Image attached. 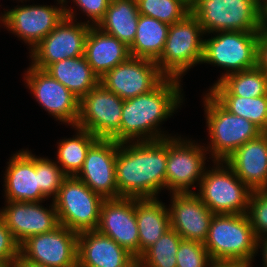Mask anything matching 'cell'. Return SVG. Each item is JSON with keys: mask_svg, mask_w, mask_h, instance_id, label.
Returning a JSON list of instances; mask_svg holds the SVG:
<instances>
[{"mask_svg": "<svg viewBox=\"0 0 267 267\" xmlns=\"http://www.w3.org/2000/svg\"><path fill=\"white\" fill-rule=\"evenodd\" d=\"M220 82L236 96L253 98L267 95V74L258 67L229 74Z\"/></svg>", "mask_w": 267, "mask_h": 267, "instance_id": "31", "label": "cell"}, {"mask_svg": "<svg viewBox=\"0 0 267 267\" xmlns=\"http://www.w3.org/2000/svg\"><path fill=\"white\" fill-rule=\"evenodd\" d=\"M105 199L75 176L67 177L53 200L59 224L81 233L97 230Z\"/></svg>", "mask_w": 267, "mask_h": 267, "instance_id": "8", "label": "cell"}, {"mask_svg": "<svg viewBox=\"0 0 267 267\" xmlns=\"http://www.w3.org/2000/svg\"><path fill=\"white\" fill-rule=\"evenodd\" d=\"M224 162L252 191L267 190V137L264 133L239 147Z\"/></svg>", "mask_w": 267, "mask_h": 267, "instance_id": "22", "label": "cell"}, {"mask_svg": "<svg viewBox=\"0 0 267 267\" xmlns=\"http://www.w3.org/2000/svg\"><path fill=\"white\" fill-rule=\"evenodd\" d=\"M176 267H209L213 262L203 243L182 239L176 253Z\"/></svg>", "mask_w": 267, "mask_h": 267, "instance_id": "35", "label": "cell"}, {"mask_svg": "<svg viewBox=\"0 0 267 267\" xmlns=\"http://www.w3.org/2000/svg\"><path fill=\"white\" fill-rule=\"evenodd\" d=\"M76 134L73 138L62 139L58 143L57 164L69 177L76 176L82 169L89 148L98 140L88 130L74 126Z\"/></svg>", "mask_w": 267, "mask_h": 267, "instance_id": "30", "label": "cell"}, {"mask_svg": "<svg viewBox=\"0 0 267 267\" xmlns=\"http://www.w3.org/2000/svg\"><path fill=\"white\" fill-rule=\"evenodd\" d=\"M97 231L113 239L134 257H139L135 198L105 199L101 206Z\"/></svg>", "mask_w": 267, "mask_h": 267, "instance_id": "18", "label": "cell"}, {"mask_svg": "<svg viewBox=\"0 0 267 267\" xmlns=\"http://www.w3.org/2000/svg\"><path fill=\"white\" fill-rule=\"evenodd\" d=\"M58 6L23 5L5 10L0 22L11 33L17 35L32 51L66 17L64 0Z\"/></svg>", "mask_w": 267, "mask_h": 267, "instance_id": "12", "label": "cell"}, {"mask_svg": "<svg viewBox=\"0 0 267 267\" xmlns=\"http://www.w3.org/2000/svg\"><path fill=\"white\" fill-rule=\"evenodd\" d=\"M259 32L221 31L204 39L202 63L226 69L220 82L229 74L257 67V41Z\"/></svg>", "mask_w": 267, "mask_h": 267, "instance_id": "9", "label": "cell"}, {"mask_svg": "<svg viewBox=\"0 0 267 267\" xmlns=\"http://www.w3.org/2000/svg\"><path fill=\"white\" fill-rule=\"evenodd\" d=\"M169 26L167 23L140 14L135 38L129 47L131 57L156 62L161 57Z\"/></svg>", "mask_w": 267, "mask_h": 267, "instance_id": "29", "label": "cell"}, {"mask_svg": "<svg viewBox=\"0 0 267 267\" xmlns=\"http://www.w3.org/2000/svg\"><path fill=\"white\" fill-rule=\"evenodd\" d=\"M16 267H49L46 265L34 263L28 260H25L21 255H19V258L16 260L15 264Z\"/></svg>", "mask_w": 267, "mask_h": 267, "instance_id": "42", "label": "cell"}, {"mask_svg": "<svg viewBox=\"0 0 267 267\" xmlns=\"http://www.w3.org/2000/svg\"><path fill=\"white\" fill-rule=\"evenodd\" d=\"M203 35L204 31L192 13L170 25L161 57L156 61L160 71L166 77L182 79L192 66L202 62Z\"/></svg>", "mask_w": 267, "mask_h": 267, "instance_id": "6", "label": "cell"}, {"mask_svg": "<svg viewBox=\"0 0 267 267\" xmlns=\"http://www.w3.org/2000/svg\"><path fill=\"white\" fill-rule=\"evenodd\" d=\"M20 255V245L14 239L0 216V260L6 266H13Z\"/></svg>", "mask_w": 267, "mask_h": 267, "instance_id": "37", "label": "cell"}, {"mask_svg": "<svg viewBox=\"0 0 267 267\" xmlns=\"http://www.w3.org/2000/svg\"><path fill=\"white\" fill-rule=\"evenodd\" d=\"M258 7L265 13L267 11V0H256Z\"/></svg>", "mask_w": 267, "mask_h": 267, "instance_id": "44", "label": "cell"}, {"mask_svg": "<svg viewBox=\"0 0 267 267\" xmlns=\"http://www.w3.org/2000/svg\"><path fill=\"white\" fill-rule=\"evenodd\" d=\"M5 170V201L42 202L47 199L40 191L35 155L20 150L10 157Z\"/></svg>", "mask_w": 267, "mask_h": 267, "instance_id": "21", "label": "cell"}, {"mask_svg": "<svg viewBox=\"0 0 267 267\" xmlns=\"http://www.w3.org/2000/svg\"><path fill=\"white\" fill-rule=\"evenodd\" d=\"M134 256L97 230L78 234L77 267H123Z\"/></svg>", "mask_w": 267, "mask_h": 267, "instance_id": "23", "label": "cell"}, {"mask_svg": "<svg viewBox=\"0 0 267 267\" xmlns=\"http://www.w3.org/2000/svg\"><path fill=\"white\" fill-rule=\"evenodd\" d=\"M123 267H144L142 261L139 257H133L126 265Z\"/></svg>", "mask_w": 267, "mask_h": 267, "instance_id": "43", "label": "cell"}, {"mask_svg": "<svg viewBox=\"0 0 267 267\" xmlns=\"http://www.w3.org/2000/svg\"><path fill=\"white\" fill-rule=\"evenodd\" d=\"M265 27L267 28V11L265 12Z\"/></svg>", "mask_w": 267, "mask_h": 267, "instance_id": "45", "label": "cell"}, {"mask_svg": "<svg viewBox=\"0 0 267 267\" xmlns=\"http://www.w3.org/2000/svg\"><path fill=\"white\" fill-rule=\"evenodd\" d=\"M165 78L155 61L130 57L106 72L99 82L121 99L128 100L150 92Z\"/></svg>", "mask_w": 267, "mask_h": 267, "instance_id": "15", "label": "cell"}, {"mask_svg": "<svg viewBox=\"0 0 267 267\" xmlns=\"http://www.w3.org/2000/svg\"><path fill=\"white\" fill-rule=\"evenodd\" d=\"M209 267H247V264L240 262L213 261Z\"/></svg>", "mask_w": 267, "mask_h": 267, "instance_id": "41", "label": "cell"}, {"mask_svg": "<svg viewBox=\"0 0 267 267\" xmlns=\"http://www.w3.org/2000/svg\"><path fill=\"white\" fill-rule=\"evenodd\" d=\"M247 215L254 234L259 238L267 236V190L252 191Z\"/></svg>", "mask_w": 267, "mask_h": 267, "instance_id": "36", "label": "cell"}, {"mask_svg": "<svg viewBox=\"0 0 267 267\" xmlns=\"http://www.w3.org/2000/svg\"><path fill=\"white\" fill-rule=\"evenodd\" d=\"M41 203L6 201L5 208L0 209V216L19 245L31 236L50 232L60 225L54 202L49 209Z\"/></svg>", "mask_w": 267, "mask_h": 267, "instance_id": "19", "label": "cell"}, {"mask_svg": "<svg viewBox=\"0 0 267 267\" xmlns=\"http://www.w3.org/2000/svg\"><path fill=\"white\" fill-rule=\"evenodd\" d=\"M213 163L216 166L206 168L196 194L214 214H247L252 190L224 161Z\"/></svg>", "mask_w": 267, "mask_h": 267, "instance_id": "7", "label": "cell"}, {"mask_svg": "<svg viewBox=\"0 0 267 267\" xmlns=\"http://www.w3.org/2000/svg\"><path fill=\"white\" fill-rule=\"evenodd\" d=\"M84 57L92 71L101 78L106 72L131 57L129 47L96 26H90Z\"/></svg>", "mask_w": 267, "mask_h": 267, "instance_id": "24", "label": "cell"}, {"mask_svg": "<svg viewBox=\"0 0 267 267\" xmlns=\"http://www.w3.org/2000/svg\"><path fill=\"white\" fill-rule=\"evenodd\" d=\"M180 82V79L166 77L150 92L124 100L120 130L112 139L122 143L172 137L158 127L184 101Z\"/></svg>", "mask_w": 267, "mask_h": 267, "instance_id": "2", "label": "cell"}, {"mask_svg": "<svg viewBox=\"0 0 267 267\" xmlns=\"http://www.w3.org/2000/svg\"><path fill=\"white\" fill-rule=\"evenodd\" d=\"M73 9L65 7L66 17L30 52L31 65L45 70L49 65L84 55L90 26L78 23ZM75 19V20H74Z\"/></svg>", "mask_w": 267, "mask_h": 267, "instance_id": "10", "label": "cell"}, {"mask_svg": "<svg viewBox=\"0 0 267 267\" xmlns=\"http://www.w3.org/2000/svg\"><path fill=\"white\" fill-rule=\"evenodd\" d=\"M265 134V136L267 137V129L263 132Z\"/></svg>", "mask_w": 267, "mask_h": 267, "instance_id": "47", "label": "cell"}, {"mask_svg": "<svg viewBox=\"0 0 267 267\" xmlns=\"http://www.w3.org/2000/svg\"><path fill=\"white\" fill-rule=\"evenodd\" d=\"M45 71L79 100L99 83V77L92 71L84 55L53 63Z\"/></svg>", "mask_w": 267, "mask_h": 267, "instance_id": "26", "label": "cell"}, {"mask_svg": "<svg viewBox=\"0 0 267 267\" xmlns=\"http://www.w3.org/2000/svg\"><path fill=\"white\" fill-rule=\"evenodd\" d=\"M66 2L68 1L64 0V3ZM73 2L74 4L76 3L80 11L82 10L90 18L85 23L91 26H97L103 19L111 0H73Z\"/></svg>", "mask_w": 267, "mask_h": 267, "instance_id": "38", "label": "cell"}, {"mask_svg": "<svg viewBox=\"0 0 267 267\" xmlns=\"http://www.w3.org/2000/svg\"><path fill=\"white\" fill-rule=\"evenodd\" d=\"M139 15L136 0H111L96 27L130 47L136 35Z\"/></svg>", "mask_w": 267, "mask_h": 267, "instance_id": "27", "label": "cell"}, {"mask_svg": "<svg viewBox=\"0 0 267 267\" xmlns=\"http://www.w3.org/2000/svg\"><path fill=\"white\" fill-rule=\"evenodd\" d=\"M0 267H7V266L0 260Z\"/></svg>", "mask_w": 267, "mask_h": 267, "instance_id": "46", "label": "cell"}, {"mask_svg": "<svg viewBox=\"0 0 267 267\" xmlns=\"http://www.w3.org/2000/svg\"><path fill=\"white\" fill-rule=\"evenodd\" d=\"M227 111L243 117L262 132L267 129V95L244 98L233 95L221 82H216L208 91Z\"/></svg>", "mask_w": 267, "mask_h": 267, "instance_id": "28", "label": "cell"}, {"mask_svg": "<svg viewBox=\"0 0 267 267\" xmlns=\"http://www.w3.org/2000/svg\"><path fill=\"white\" fill-rule=\"evenodd\" d=\"M157 198H135V216L139 232V257L169 229L170 214Z\"/></svg>", "mask_w": 267, "mask_h": 267, "instance_id": "25", "label": "cell"}, {"mask_svg": "<svg viewBox=\"0 0 267 267\" xmlns=\"http://www.w3.org/2000/svg\"><path fill=\"white\" fill-rule=\"evenodd\" d=\"M139 14L172 25L191 13L190 0H136Z\"/></svg>", "mask_w": 267, "mask_h": 267, "instance_id": "33", "label": "cell"}, {"mask_svg": "<svg viewBox=\"0 0 267 267\" xmlns=\"http://www.w3.org/2000/svg\"><path fill=\"white\" fill-rule=\"evenodd\" d=\"M35 164L41 193L47 199L52 196V200H54L63 181L68 176L60 169L56 161L54 162V160H50L47 157L35 156Z\"/></svg>", "mask_w": 267, "mask_h": 267, "instance_id": "34", "label": "cell"}, {"mask_svg": "<svg viewBox=\"0 0 267 267\" xmlns=\"http://www.w3.org/2000/svg\"><path fill=\"white\" fill-rule=\"evenodd\" d=\"M204 96L210 139L206 149L212 155V161H224L239 147L263 133L249 120L227 111L209 92Z\"/></svg>", "mask_w": 267, "mask_h": 267, "instance_id": "5", "label": "cell"}, {"mask_svg": "<svg viewBox=\"0 0 267 267\" xmlns=\"http://www.w3.org/2000/svg\"><path fill=\"white\" fill-rule=\"evenodd\" d=\"M182 237L169 229L139 258L144 267H176V253Z\"/></svg>", "mask_w": 267, "mask_h": 267, "instance_id": "32", "label": "cell"}, {"mask_svg": "<svg viewBox=\"0 0 267 267\" xmlns=\"http://www.w3.org/2000/svg\"><path fill=\"white\" fill-rule=\"evenodd\" d=\"M119 144L113 139H98L75 176L104 199L118 198L115 167Z\"/></svg>", "mask_w": 267, "mask_h": 267, "instance_id": "17", "label": "cell"}, {"mask_svg": "<svg viewBox=\"0 0 267 267\" xmlns=\"http://www.w3.org/2000/svg\"><path fill=\"white\" fill-rule=\"evenodd\" d=\"M181 138H167L166 189L171 193L192 191L200 185L206 170L207 149L197 142ZM206 153V154H205Z\"/></svg>", "mask_w": 267, "mask_h": 267, "instance_id": "11", "label": "cell"}, {"mask_svg": "<svg viewBox=\"0 0 267 267\" xmlns=\"http://www.w3.org/2000/svg\"><path fill=\"white\" fill-rule=\"evenodd\" d=\"M24 80L35 100L60 122L76 126L80 100L47 71L30 66Z\"/></svg>", "mask_w": 267, "mask_h": 267, "instance_id": "16", "label": "cell"}, {"mask_svg": "<svg viewBox=\"0 0 267 267\" xmlns=\"http://www.w3.org/2000/svg\"><path fill=\"white\" fill-rule=\"evenodd\" d=\"M168 209L171 229L182 239L204 244L214 213L196 192L172 193Z\"/></svg>", "mask_w": 267, "mask_h": 267, "instance_id": "20", "label": "cell"}, {"mask_svg": "<svg viewBox=\"0 0 267 267\" xmlns=\"http://www.w3.org/2000/svg\"><path fill=\"white\" fill-rule=\"evenodd\" d=\"M257 67L267 74V28L265 26L258 33Z\"/></svg>", "mask_w": 267, "mask_h": 267, "instance_id": "39", "label": "cell"}, {"mask_svg": "<svg viewBox=\"0 0 267 267\" xmlns=\"http://www.w3.org/2000/svg\"><path fill=\"white\" fill-rule=\"evenodd\" d=\"M166 164L167 138L120 143L115 167L118 198H157L166 188Z\"/></svg>", "mask_w": 267, "mask_h": 267, "instance_id": "1", "label": "cell"}, {"mask_svg": "<svg viewBox=\"0 0 267 267\" xmlns=\"http://www.w3.org/2000/svg\"><path fill=\"white\" fill-rule=\"evenodd\" d=\"M258 249H260V252H262V255H263L262 256L263 257L262 259L264 262L263 265L264 267H267V236L257 239V253H258Z\"/></svg>", "mask_w": 267, "mask_h": 267, "instance_id": "40", "label": "cell"}, {"mask_svg": "<svg viewBox=\"0 0 267 267\" xmlns=\"http://www.w3.org/2000/svg\"><path fill=\"white\" fill-rule=\"evenodd\" d=\"M124 100L100 82L79 103L76 126L98 139H112L120 130Z\"/></svg>", "mask_w": 267, "mask_h": 267, "instance_id": "13", "label": "cell"}, {"mask_svg": "<svg viewBox=\"0 0 267 267\" xmlns=\"http://www.w3.org/2000/svg\"><path fill=\"white\" fill-rule=\"evenodd\" d=\"M191 13L204 34L221 31L259 32L265 13L256 0H190Z\"/></svg>", "mask_w": 267, "mask_h": 267, "instance_id": "4", "label": "cell"}, {"mask_svg": "<svg viewBox=\"0 0 267 267\" xmlns=\"http://www.w3.org/2000/svg\"><path fill=\"white\" fill-rule=\"evenodd\" d=\"M204 246L212 261L252 265L257 237L247 214H214Z\"/></svg>", "mask_w": 267, "mask_h": 267, "instance_id": "3", "label": "cell"}, {"mask_svg": "<svg viewBox=\"0 0 267 267\" xmlns=\"http://www.w3.org/2000/svg\"><path fill=\"white\" fill-rule=\"evenodd\" d=\"M78 233L59 225L54 230L29 237L20 245V255L49 267H77Z\"/></svg>", "mask_w": 267, "mask_h": 267, "instance_id": "14", "label": "cell"}]
</instances>
